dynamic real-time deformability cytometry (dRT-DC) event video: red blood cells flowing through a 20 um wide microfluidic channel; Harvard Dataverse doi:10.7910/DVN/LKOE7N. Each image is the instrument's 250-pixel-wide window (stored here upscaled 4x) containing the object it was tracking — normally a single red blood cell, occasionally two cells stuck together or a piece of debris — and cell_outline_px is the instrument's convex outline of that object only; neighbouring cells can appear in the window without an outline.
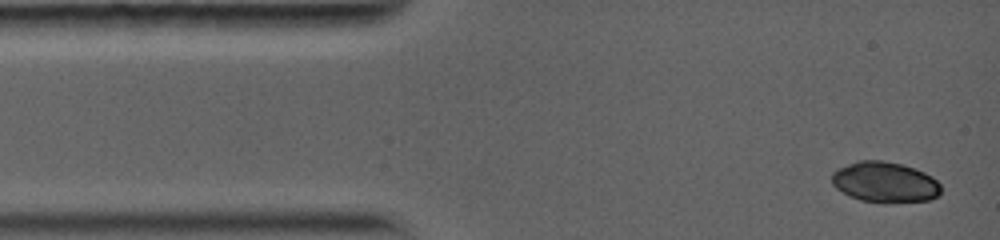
{"species": "common noctule bat (a hibernating species)", "species_latin": "Nyctalus noctula", "temperature_condition": "warm", "stored_images_in_passage": 10, "camera_frame_rate_fps": 5000, "um_per_image_px": 0.085, "animal": {"sex": "female", "body_mass_g": 19.0, "forearm_length_mm": 56.7}, "frame": {"image": 1, "passage_image": 1, "time_ms": 0.0, "image_size_px": [1000, 240], "cell_outline_px": [[940, 192], [936, 196], [928, 200], [860, 200], [848, 196], [836, 188], [832, 184], [832, 172], [848, 164], [860, 160], [880, 160], [900, 164], [924, 172], [932, 176], [940, 184]], "centroid_in_image_um": [75.17, 15.44], "position_along_channel_um": 9.8, "area_um2": 24.91}}
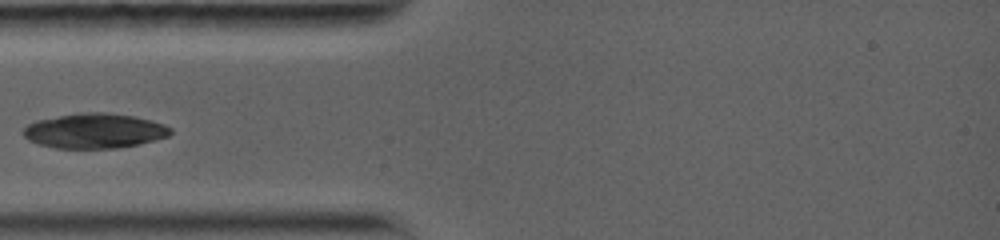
{"frame": {"image": 2, "passage_image": 5, "time_ms": 3.4, "image_size_px": [1000, 240], "cell_outline_px": [[172, 132], [168, 136], [136, 144], [116, 148], [56, 148], [40, 144], [28, 140], [24, 136], [24, 128], [28, 124], [36, 120], [80, 112], [104, 112], [136, 116], [164, 124], [172, 128]], "centroid_in_image_um": [8.03, 11.11], "position_along_channel_um": 77.0, "area_um2": 29.77}}
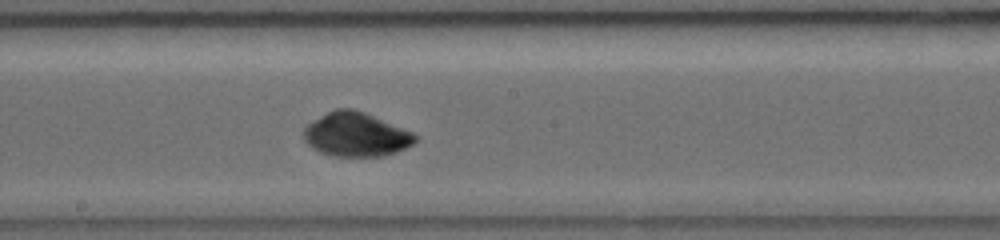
{"frame": {"image": 3, "passage_image": 9, "time_ms": 7.0, "image_size_px": [1000, 240], "cell_outline_px": [[420, 136], [412, 144], [396, 152], [384, 156], [332, 156], [320, 152], [312, 148], [304, 140], [304, 128], [308, 124], [320, 116], [336, 108], [352, 108], [364, 112], [412, 132]], "centroid_in_image_um": [30.25, 11.44], "position_along_channel_um": 217.9, "area_um2": 28.44}}